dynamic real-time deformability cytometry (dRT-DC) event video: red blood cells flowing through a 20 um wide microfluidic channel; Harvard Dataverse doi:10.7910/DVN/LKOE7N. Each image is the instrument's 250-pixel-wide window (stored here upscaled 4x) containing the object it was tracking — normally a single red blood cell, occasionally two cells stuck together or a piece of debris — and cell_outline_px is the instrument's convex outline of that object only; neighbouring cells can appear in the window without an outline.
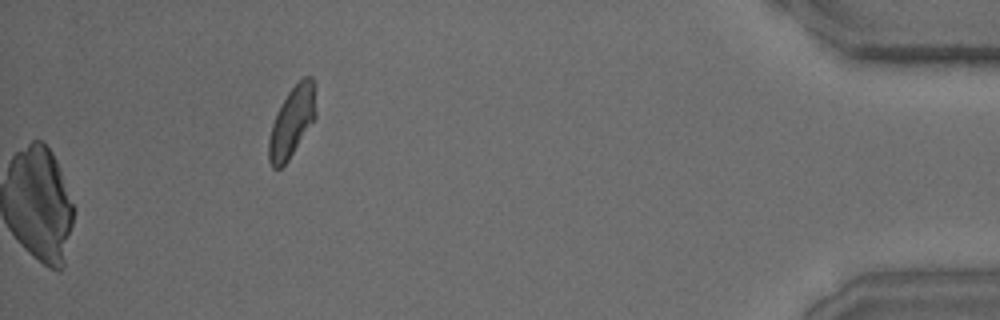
{"species": "common noctule bat (a hibernating species)", "species_latin": "Nyctalus noctula", "temperature_condition": "warm", "stored_images_in_passage": 34, "camera_frame_rate_fps": 3000, "um_per_image_px": 0.085, "animal": {"sex": "male", "body_mass_g": 15.6}, "frame": {"image": 1, "passage_image": 34, "time_ms": 11.0, "image_size_px": [1000, 320], "cell_outline_px": [[316, 116], [288, 160], [280, 168], [272, 168], [268, 160], [268, 140], [272, 124], [280, 104], [288, 92], [304, 76], [312, 76], [316, 84]], "centroid_in_image_um": [24.83, 10.31], "position_along_channel_um": 410.4, "area_um2": 19.36}}